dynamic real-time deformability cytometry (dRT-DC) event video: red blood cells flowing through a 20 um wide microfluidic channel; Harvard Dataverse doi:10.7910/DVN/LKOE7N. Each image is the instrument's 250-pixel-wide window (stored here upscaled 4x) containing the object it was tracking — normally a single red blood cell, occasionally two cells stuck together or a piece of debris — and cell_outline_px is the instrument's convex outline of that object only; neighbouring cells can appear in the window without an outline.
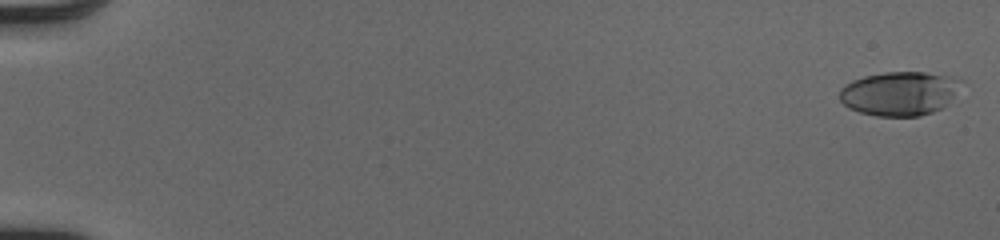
{"species": "human", "species_latin": "Homo sapiens", "temperature_condition": "cold", "stored_images_in_passage": 52, "camera_frame_rate_fps": 3000, "um_per_image_px": 0.085, "donor": {"sex": "male"}, "frame": {"image": 1, "passage_image": 1, "time_ms": 0.0, "image_size_px": [1000, 240], "cell_outline_px": [[964, 80], [952, 96], [940, 108], [932, 112], [920, 116], [876, 116], [860, 112], [848, 108], [840, 100], [840, 88], [844, 84], [852, 80], [864, 76], [884, 72], [924, 72], [948, 76]], "centroid_in_image_um": [76.4, 7.94], "position_along_channel_um": 8.6, "area_um2": 30.98}}
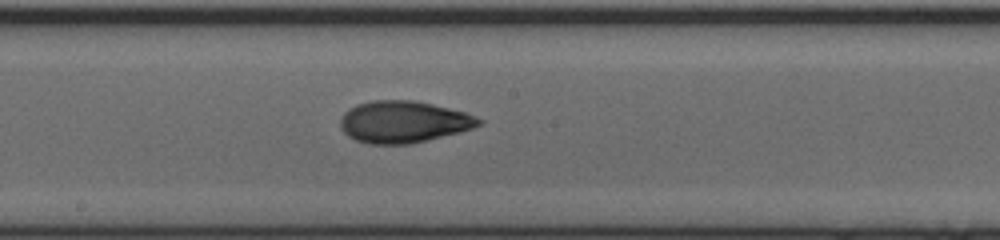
{"frame": {"image": 2, "passage_image": 30, "time_ms": 9.667, "image_size_px": [1000, 240], "cell_outline_px": [[484, 124], [460, 132], [412, 144], [368, 144], [356, 140], [348, 136], [340, 128], [340, 116], [348, 108], [356, 104], [372, 100], [416, 100], [464, 112], [476, 116], [484, 120]], "centroid_in_image_um": [34.29, 10.36], "position_along_channel_um": 213.9, "area_um2": 34.1}}
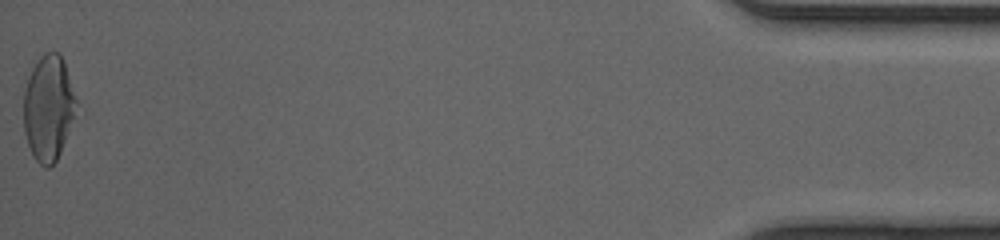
{"frame": {"image": 3, "passage_image": 52, "time_ms": 17.0, "image_size_px": [1000, 240], "cell_outline_px": [[76, 100], [72, 116], [60, 152], [56, 160], [48, 168], [44, 168], [36, 160], [28, 144], [24, 132], [24, 88], [28, 76], [32, 68], [40, 56], [44, 52], [60, 52], [64, 60], [76, 96]], "centroid_in_image_um": [4.08, 9.11], "position_along_channel_um": 431.1, "area_um2": 31.85}, "authors_computed_cell_mechanics": {"area_um2": 31.7322, "velocity_mm_per_s": 4.1419, "shape_relaxation_time_tau1_ms": 6.1431, "shape_relaxation_time_tau2_ms": 1.7815, "deformation_change_tau1": 0.2163, "deformation_change_tau2": 0.0783}}